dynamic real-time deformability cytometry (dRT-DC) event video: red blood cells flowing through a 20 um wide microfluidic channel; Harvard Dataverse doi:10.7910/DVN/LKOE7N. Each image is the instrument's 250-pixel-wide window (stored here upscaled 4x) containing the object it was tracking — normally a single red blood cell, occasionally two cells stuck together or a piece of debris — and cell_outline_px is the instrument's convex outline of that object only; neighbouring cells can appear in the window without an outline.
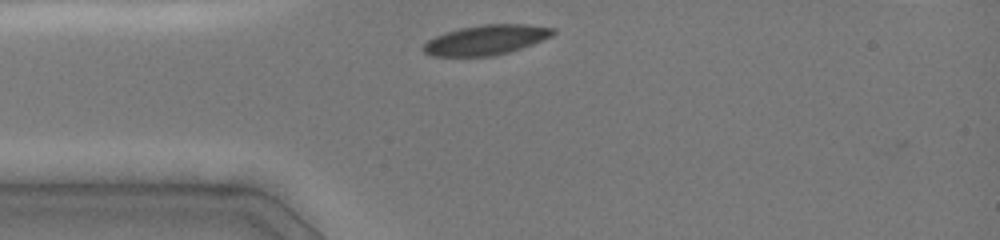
{"species": "common noctule bat (a hibernating species)", "species_latin": "Nyctalus noctula", "temperature_condition": "cold", "stored_images_in_passage": 2, "camera_frame_rate_fps": 3000, "um_per_image_px": 0.085, "animal": {"sex": "female", "body_mass_g": 19.0, "forearm_length_mm": 51.5}, "frame": {"image": 1, "passage_image": 1, "time_ms": 0.0, "image_size_px": [1000, 240], "cell_outline_px": [[556, 32], [552, 36], [532, 44], [508, 52], [492, 56], [432, 56], [424, 52], [420, 48], [428, 40], [444, 32], [460, 28], [484, 24], [528, 24], [556, 28]], "centroid_in_image_um": [41.31, 3.38], "position_along_channel_um": 43.7, "area_um2": 22.6}}